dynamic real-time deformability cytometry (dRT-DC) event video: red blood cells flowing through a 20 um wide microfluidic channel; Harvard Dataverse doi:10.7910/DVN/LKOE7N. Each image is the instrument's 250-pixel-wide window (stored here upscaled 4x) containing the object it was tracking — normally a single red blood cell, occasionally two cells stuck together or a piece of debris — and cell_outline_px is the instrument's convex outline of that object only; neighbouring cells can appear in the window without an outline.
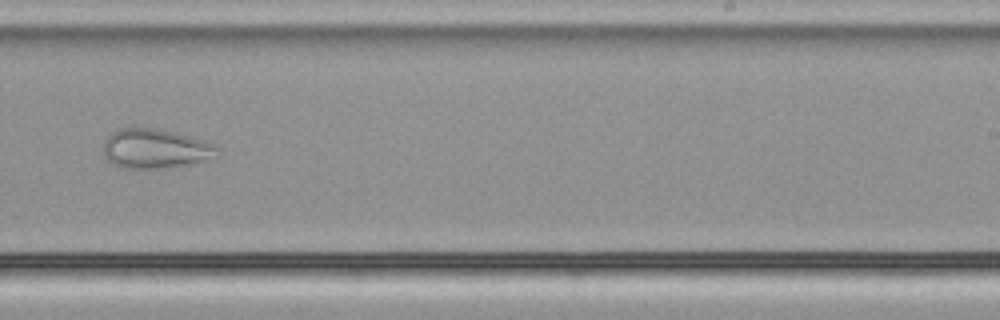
{"species": "common noctule bat (a hibernating species)", "species_latin": "Nyctalus noctula", "temperature_condition": "cold", "stored_images_in_passage": 45, "camera_frame_rate_fps": 3000, "um_per_image_px": 0.085, "animal": {"sex": "male", "body_mass_g": 21.5, "forearm_length_mm": 52.0}, "frame": {"image": 1, "passage_image": 28, "time_ms": 9.0, "image_size_px": [1000, 320], "cell_outline_px": [[220, 148], [216, 156], [204, 160], [188, 164], [168, 168], [120, 168], [112, 164], [108, 160], [104, 152], [104, 140], [112, 132], [120, 128], [156, 128], [204, 140]], "centroid_in_image_um": [13.18, 12.64], "position_along_channel_um": 275.8, "area_um2": 26.07}}
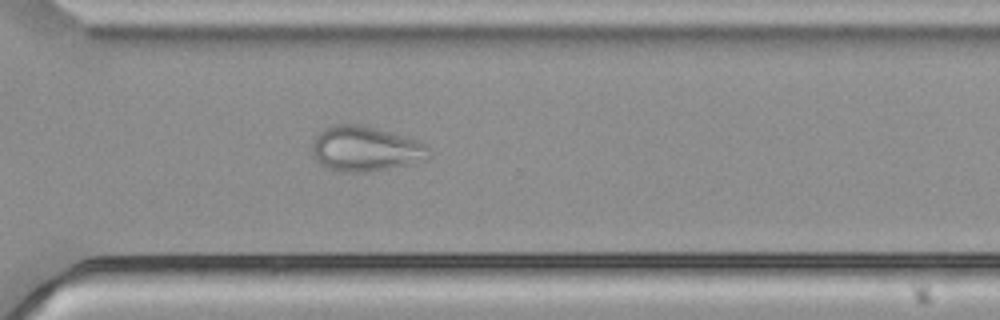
{"frame": {"image": 2, "passage_image": 33, "time_ms": 10.667, "image_size_px": [1000, 320], "cell_outline_px": [[432, 152], [424, 160], [408, 164], [368, 172], [336, 172], [324, 168], [316, 160], [312, 152], [312, 140], [324, 128], [332, 124], [360, 124], [420, 140]], "centroid_in_image_um": [31.02, 12.65], "position_along_channel_um": 339.6, "area_um2": 30.92}}
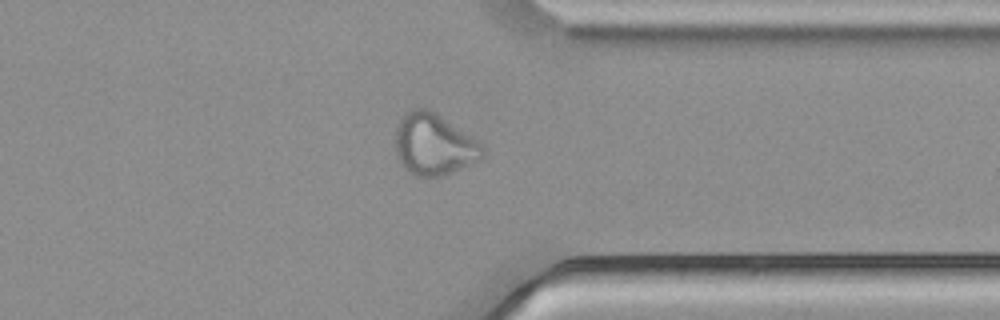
{"frame": {"image": 3, "passage_image": 36, "time_ms": 11.667, "image_size_px": [1000, 320], "cell_outline_px": [[484, 156], [480, 160], [444, 176], [416, 176], [408, 172], [404, 168], [396, 152], [396, 128], [400, 120], [412, 108], [428, 108], [484, 144]], "centroid_in_image_um": [36.91, 12.3], "position_along_channel_um": 374.5, "area_um2": 31.15}}